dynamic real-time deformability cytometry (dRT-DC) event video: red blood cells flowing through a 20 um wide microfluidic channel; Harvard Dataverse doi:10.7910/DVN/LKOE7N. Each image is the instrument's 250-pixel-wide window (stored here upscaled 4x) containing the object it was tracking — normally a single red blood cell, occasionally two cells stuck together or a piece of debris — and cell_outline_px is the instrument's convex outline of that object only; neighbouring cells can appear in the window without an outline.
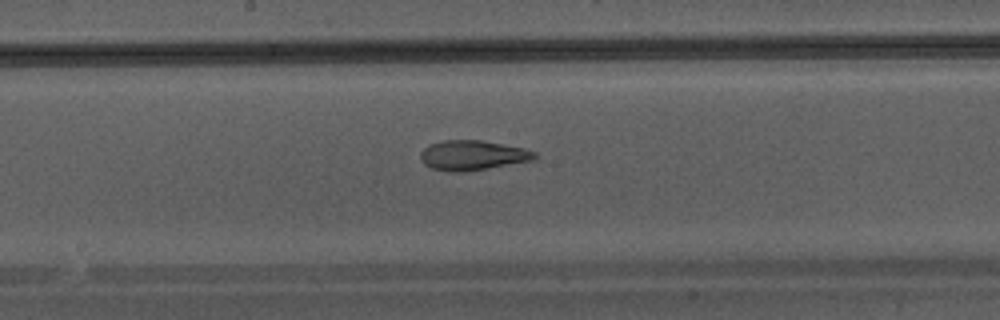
{"species": "Egyptian fruit bat (a non-hibernating species)", "species_latin": "Rousettus aegyptiacus", "temperature_condition": "warm", "stored_images_in_passage": 37, "camera_frame_rate_fps": 3000, "um_per_image_px": 0.085, "animal": {"sex": "male"}, "frame": {"image": 1, "passage_image": 16, "time_ms": 5.0, "image_size_px": [1000, 320], "cell_outline_px": [[536, 156], [532, 160], [464, 172], [448, 172], [432, 168], [424, 164], [420, 160], [420, 152], [428, 144], [444, 140], [480, 140], [524, 148], [536, 152]], "centroid_in_image_um": [40.11, 13.2], "position_along_channel_um": 208.1, "area_um2": 19.77}}